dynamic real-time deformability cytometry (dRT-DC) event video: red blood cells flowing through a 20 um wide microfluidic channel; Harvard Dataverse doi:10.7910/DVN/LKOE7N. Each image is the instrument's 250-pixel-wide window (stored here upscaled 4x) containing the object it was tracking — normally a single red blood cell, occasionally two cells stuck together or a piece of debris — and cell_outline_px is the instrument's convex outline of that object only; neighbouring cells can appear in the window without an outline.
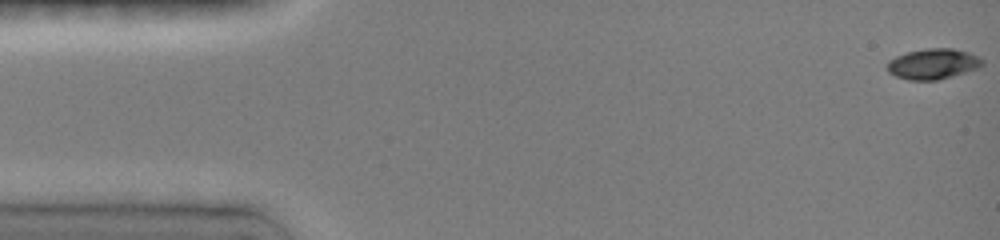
{"species": "common noctule bat (a hibernating species)", "species_latin": "Nyctalus noctula", "temperature_condition": "room temperature", "stored_images_in_passage": 12, "camera_frame_rate_fps": 3000, "um_per_image_px": 0.085, "animal": {"sex": "female", "body_mass_g": 19.0, "forearm_length_mm": 51.5}, "frame": {"image": 1, "passage_image": 1, "time_ms": 0.0, "image_size_px": [1000, 240], "cell_outline_px": [[984, 64], [976, 68], [964, 72], [936, 80], [908, 80], [896, 76], [888, 72], [888, 60], [896, 56], [908, 52], [924, 48], [952, 48], [968, 52], [984, 60]], "centroid_in_image_um": [79.28, 5.42], "position_along_channel_um": 5.7, "area_um2": 16.7}}
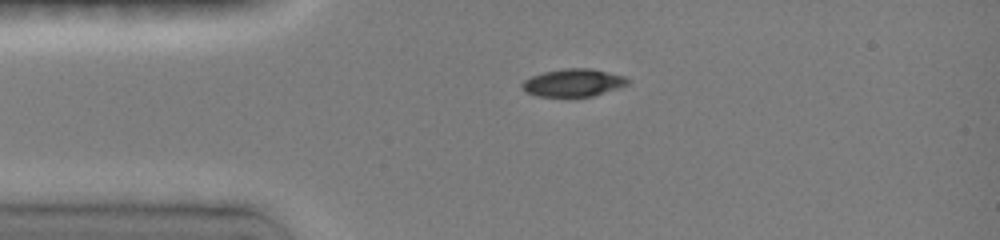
{"frame": {"image": 2, "passage_image": 7, "time_ms": 3.333, "image_size_px": [1000, 240], "cell_outline_px": [[628, 84], [592, 96], [536, 96], [528, 92], [520, 84], [524, 80], [532, 76], [544, 72], [564, 68], [588, 68], [624, 76], [628, 80]], "centroid_in_image_um": [48.7, 7.02], "position_along_channel_um": 36.3, "area_um2": 16.59}}